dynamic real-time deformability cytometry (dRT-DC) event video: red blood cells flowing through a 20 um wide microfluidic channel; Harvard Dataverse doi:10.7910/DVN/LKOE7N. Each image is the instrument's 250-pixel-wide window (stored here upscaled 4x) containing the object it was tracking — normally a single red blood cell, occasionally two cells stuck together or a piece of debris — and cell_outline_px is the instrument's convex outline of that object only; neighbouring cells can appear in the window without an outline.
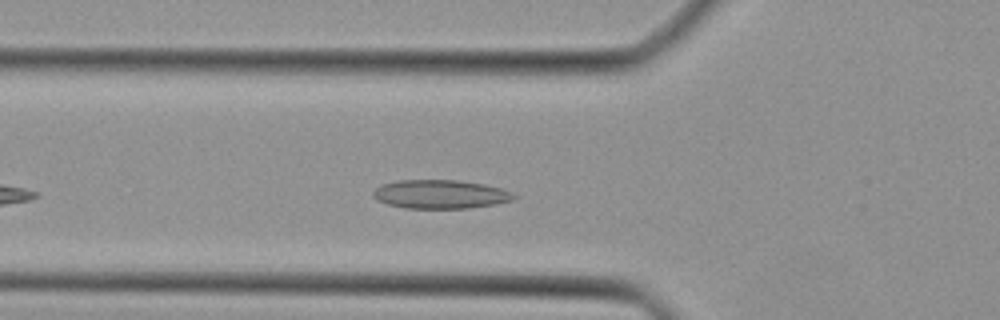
{"species": "Egyptian fruit bat (a non-hibernating species)", "species_latin": "Rousettus aegyptiacus", "temperature_condition": "cold", "stored_images_in_passage": 8, "camera_frame_rate_fps": 3000, "um_per_image_px": 0.085, "animal": {"sex": "female"}, "frame": {"image": 1, "passage_image": 5, "time_ms": 1.333, "image_size_px": [1000, 320], "cell_outline_px": [[516, 196], [512, 200], [496, 204], [468, 208], [404, 208], [388, 204], [376, 200], [372, 196], [372, 192], [380, 184], [400, 180], [456, 180], [484, 184], [500, 188], [512, 192]], "centroid_in_image_um": [37.4, 16.51], "position_along_channel_um": 88.4, "area_um2": 23.58}}